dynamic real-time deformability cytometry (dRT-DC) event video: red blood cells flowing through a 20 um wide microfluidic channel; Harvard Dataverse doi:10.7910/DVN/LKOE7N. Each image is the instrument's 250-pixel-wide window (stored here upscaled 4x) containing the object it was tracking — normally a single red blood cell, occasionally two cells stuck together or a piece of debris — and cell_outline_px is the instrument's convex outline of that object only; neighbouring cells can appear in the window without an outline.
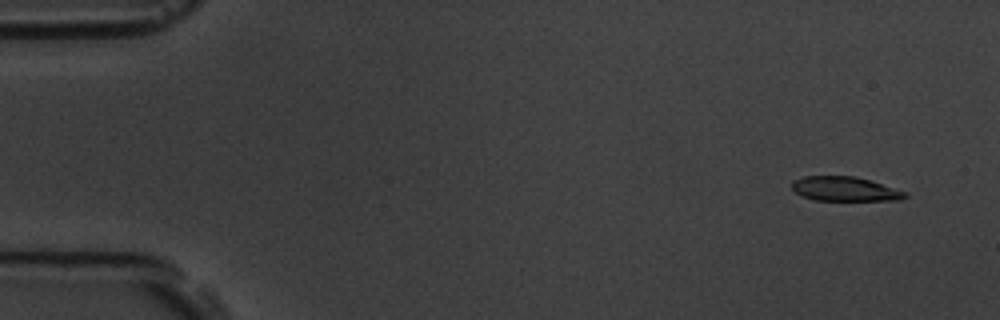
{"species": "common noctule bat (a hibernating species)", "species_latin": "Nyctalus noctula", "temperature_condition": "room temperature", "stored_images_in_passage": 5, "camera_frame_rate_fps": 3000, "um_per_image_px": 0.085, "animal": {"sex": "male", "body_mass_g": 19.5, "forearm_length_mm": 54.6}, "frame": {"image": 1, "passage_image": 1, "time_ms": 0.0, "image_size_px": [1000, 320], "cell_outline_px": [[908, 196], [900, 200], [816, 200], [800, 196], [792, 188], [792, 180], [804, 176], [856, 176], [908, 192]], "centroid_in_image_um": [71.81, 16.06], "position_along_channel_um": 13.2, "area_um2": 16.13}}
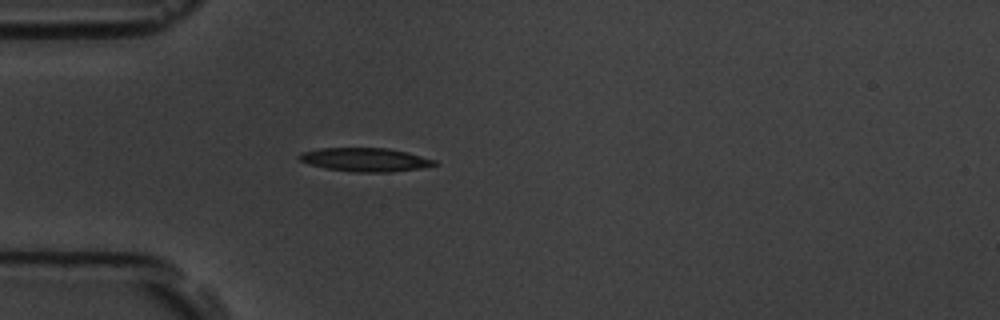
{"frame": {"image": 2, "passage_image": 5, "time_ms": 4.333, "image_size_px": [1000, 320], "cell_outline_px": [[440, 164], [420, 168], [392, 172], [352, 172], [328, 168], [308, 164], [300, 160], [296, 156], [300, 152], [320, 148], [388, 148], [408, 152], [436, 160]], "centroid_in_image_um": [31.05, 13.57], "position_along_channel_um": 53.9, "area_um2": 18.73}}